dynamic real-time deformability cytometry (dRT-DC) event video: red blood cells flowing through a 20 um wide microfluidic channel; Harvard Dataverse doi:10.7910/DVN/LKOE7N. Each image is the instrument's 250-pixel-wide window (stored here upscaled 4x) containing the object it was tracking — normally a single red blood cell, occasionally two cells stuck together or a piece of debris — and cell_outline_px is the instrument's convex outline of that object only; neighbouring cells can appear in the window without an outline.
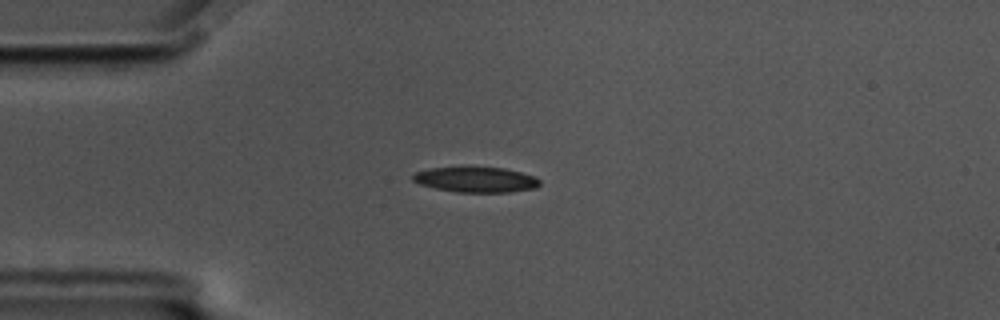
{"species": "common noctule bat (a hibernating species)", "species_latin": "Nyctalus noctula", "temperature_condition": "cold", "stored_images_in_passage": 44, "camera_frame_rate_fps": 3000, "um_per_image_px": 0.085, "animal": {"sex": "male", "body_mass_g": 17.5, "forearm_length_mm": 52.3}, "frame": {"image": 1, "passage_image": 1, "time_ms": 0.0, "image_size_px": [1000, 320], "cell_outline_px": [[540, 184], [536, 188], [508, 192], [456, 192], [436, 188], [420, 184], [412, 180], [412, 176], [416, 172], [432, 168], [464, 164], [504, 168], [536, 176], [540, 180]], "centroid_in_image_um": [40.45, 15.22], "position_along_channel_um": 44.6, "area_um2": 19.48}}
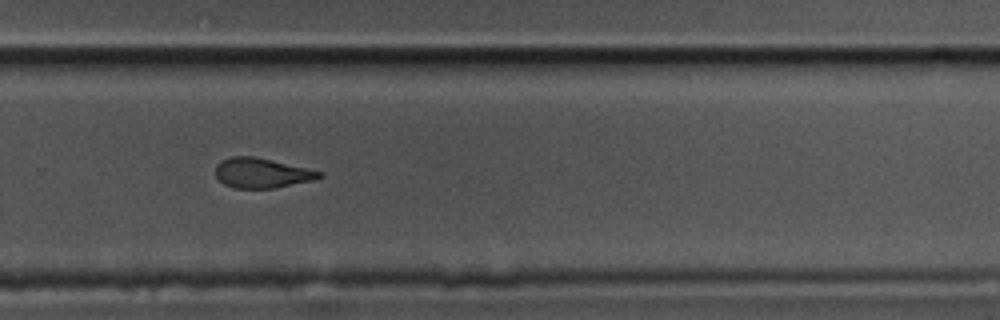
{"frame": {"image": 2, "passage_image": 25, "time_ms": 8.0, "image_size_px": [1000, 320], "cell_outline_px": [[324, 176], [316, 180], [272, 188], [236, 188], [224, 184], [216, 176], [216, 164], [220, 160], [232, 156], [256, 156], [308, 168], [320, 172]], "centroid_in_image_um": [22.25, 14.69], "position_along_channel_um": 307.5, "area_um2": 18.15}}
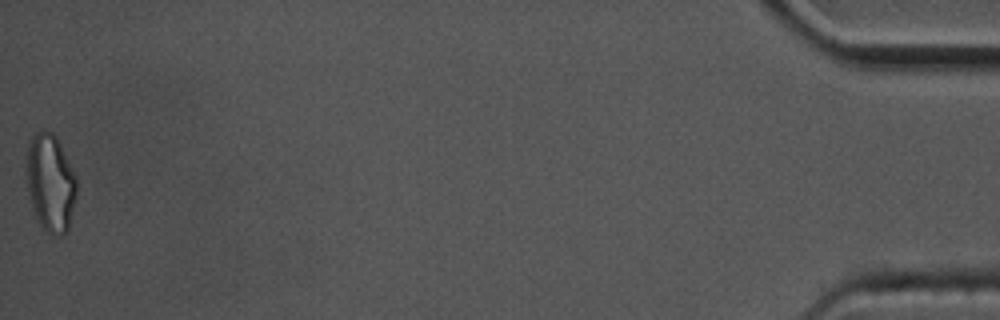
{"frame": {"image": 3, "passage_image": 44, "time_ms": 14.333, "image_size_px": [1000, 320], "cell_outline_px": [[76, 196], [68, 232], [64, 236], [56, 236], [48, 232], [36, 220], [32, 208], [24, 172], [24, 168], [28, 140], [36, 132], [52, 132], [56, 136], [76, 176]], "centroid_in_image_um": [4.26, 15.55], "position_along_channel_um": 430.9, "area_um2": 29.07}, "authors_computed_cell_mechanics": {"area_um2": 19.5364, "velocity_mm_per_s": 3.5024, "shape_relaxation_time_tau1_ms": 4.9903, "shape_relaxation_time_tau2_ms": 5.2063, "deformation_change_tau1": 0.1614, "deformation_change_tau2": 0.1413}}